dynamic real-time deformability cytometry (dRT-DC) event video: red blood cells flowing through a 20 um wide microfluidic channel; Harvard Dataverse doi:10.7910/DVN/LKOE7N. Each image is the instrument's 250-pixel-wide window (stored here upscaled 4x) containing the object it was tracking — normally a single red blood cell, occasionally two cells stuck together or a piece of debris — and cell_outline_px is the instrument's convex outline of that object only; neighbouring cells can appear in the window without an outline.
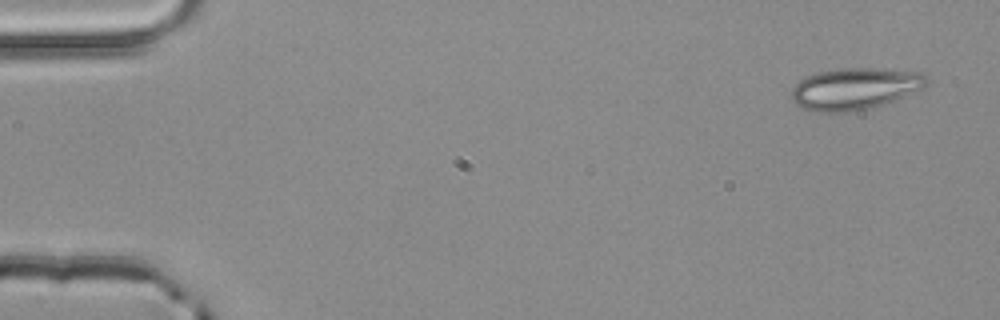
{"species": "common noctule bat (a hibernating species)", "species_latin": "Nyctalus noctula", "temperature_condition": "room temperature", "stored_images_in_passage": 3, "camera_frame_rate_fps": 3000, "um_per_image_px": 0.085, "animal": {"sex": "male", "body_mass_g": 20.4}, "frame": {"image": 1, "passage_image": 1, "time_ms": 0.0, "image_size_px": [1000, 320], "cell_outline_px": [[928, 80], [924, 88], [896, 100], [884, 104], [852, 112], [812, 112], [800, 108], [792, 100], [792, 88], [800, 80], [816, 72], [840, 68], [872, 68], [920, 72]], "centroid_in_image_um": [72.64, 7.55], "position_along_channel_um": 12.4, "area_um2": 33.0}}